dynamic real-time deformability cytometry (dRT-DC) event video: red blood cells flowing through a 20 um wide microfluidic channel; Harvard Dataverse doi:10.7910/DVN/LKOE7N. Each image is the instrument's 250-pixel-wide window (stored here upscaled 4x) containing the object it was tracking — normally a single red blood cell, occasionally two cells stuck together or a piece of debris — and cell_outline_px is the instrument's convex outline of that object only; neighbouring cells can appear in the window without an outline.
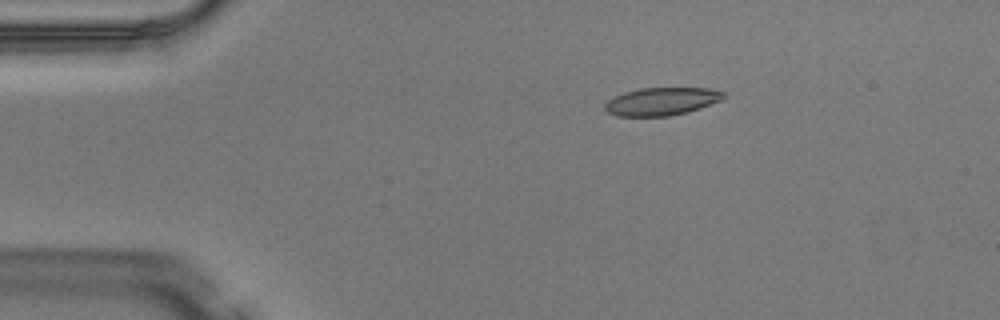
{"species": "Egyptian fruit bat (a non-hibernating species)", "species_latin": "Rousettus aegyptiacus", "temperature_condition": "warm", "stored_images_in_passage": 2, "camera_frame_rate_fps": 3000, "um_per_image_px": 0.085, "animal": {"sex": "male"}, "frame": {"image": 1, "passage_image": 1, "time_ms": 0.0, "image_size_px": [1000, 320], "cell_outline_px": [[724, 96], [720, 100], [700, 108], [688, 112], [672, 116], [616, 116], [608, 112], [604, 108], [604, 104], [612, 96], [624, 92], [640, 88], [712, 88], [724, 92]], "centroid_in_image_um": [56.2, 8.62], "position_along_channel_um": 28.8, "area_um2": 19.36}}